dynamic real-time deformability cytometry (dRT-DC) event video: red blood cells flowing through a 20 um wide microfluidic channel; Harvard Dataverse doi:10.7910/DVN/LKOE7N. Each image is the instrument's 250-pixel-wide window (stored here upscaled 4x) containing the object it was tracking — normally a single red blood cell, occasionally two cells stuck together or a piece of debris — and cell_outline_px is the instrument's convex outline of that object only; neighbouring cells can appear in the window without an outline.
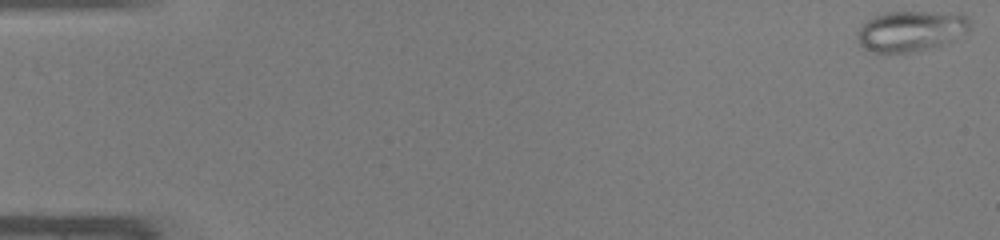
{"species": "common noctule bat (a hibernating species)", "species_latin": "Nyctalus noctula", "temperature_condition": "warm", "stored_images_in_passage": 48, "camera_frame_rate_fps": 3000, "um_per_image_px": 0.085, "animal": {"sex": "male", "body_mass_g": 19.0, "forearm_length_mm": 50.8}, "frame": {"image": 1, "passage_image": 1, "time_ms": 0.0, "image_size_px": [1000, 240], "cell_outline_px": [[972, 28], [968, 32], [952, 40], [940, 44], [908, 52], [872, 52], [864, 48], [860, 44], [860, 28], [868, 20], [884, 12], [960, 12], [968, 16], [972, 20]], "centroid_in_image_um": [77.54, 2.59], "position_along_channel_um": 7.5, "area_um2": 26.36}}
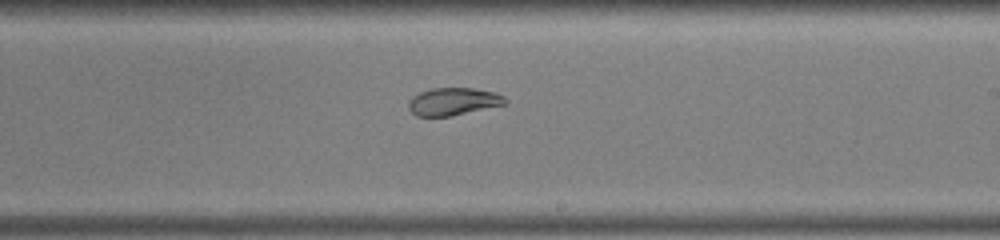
{"frame": {"image": 2, "passage_image": 29, "time_ms": 9.333, "image_size_px": [1000, 240], "cell_outline_px": [[508, 104], [448, 116], [416, 116], [408, 108], [408, 100], [412, 96], [420, 92], [432, 88], [472, 88], [496, 92], [504, 96], [508, 100]], "centroid_in_image_um": [38.54, 8.62], "position_along_channel_um": 250.5, "area_um2": 15.61}}
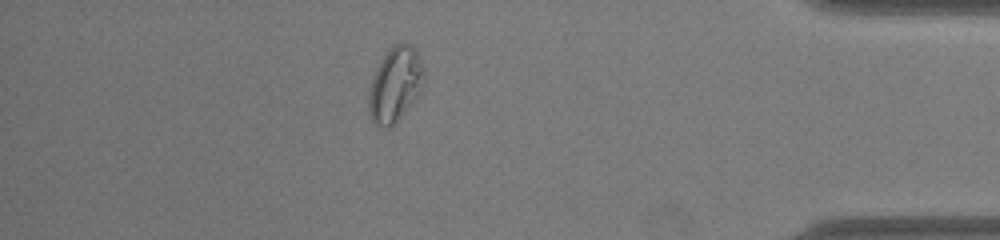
{"frame": {"image": 3, "passage_image": 42, "time_ms": 13.667, "image_size_px": [1000, 240], "cell_outline_px": [[424, 84], [416, 96], [396, 120], [388, 128], [384, 128], [376, 124], [372, 120], [368, 108], [368, 96], [372, 80], [376, 68], [380, 60], [392, 44], [408, 44], [416, 52], [424, 72]], "centroid_in_image_um": [33.55, 7.17], "position_along_channel_um": 401.6, "area_um2": 23.29}, "authors_computed_cell_mechanics": {"area_um2": 22.2819, "velocity_mm_per_s": 4.2971, "shape_relaxation_time_tau1_ms": null, "shape_relaxation_time_tau2_ms": 1.1685, "deformation_change_tau1": null, "deformation_change_tau2": 0.048}}